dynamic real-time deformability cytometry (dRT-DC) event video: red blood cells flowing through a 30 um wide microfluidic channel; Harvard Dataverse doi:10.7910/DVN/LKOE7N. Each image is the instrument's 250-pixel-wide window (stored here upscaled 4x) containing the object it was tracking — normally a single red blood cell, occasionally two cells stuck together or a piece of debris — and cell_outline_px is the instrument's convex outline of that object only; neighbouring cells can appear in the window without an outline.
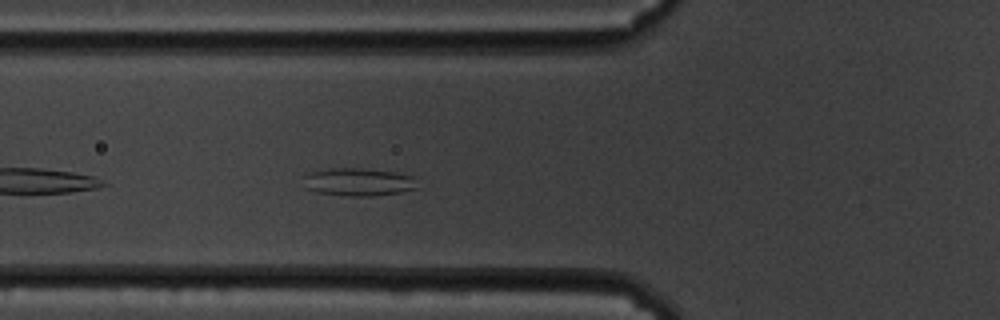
{"species": "common noctule bat (a hibernating species)", "species_latin": "Nyctalus noctula", "temperature_condition": "cold", "stored_images_in_passage": 44, "camera_frame_rate_fps": 3000, "um_per_image_px": 0.085, "animal": {"sex": "male", "body_mass_g": 19.5, "forearm_length_mm": 54.6}, "frame": {"image": 1, "passage_image": 5, "time_ms": 1.333, "image_size_px": [1000, 320], "cell_outline_px": [[420, 188], [400, 192], [372, 196], [348, 196], [316, 192], [304, 188], [304, 176], [312, 172], [328, 168], [364, 168], [396, 172], [412, 176]], "centroid_in_image_um": [30.47, 15.47], "position_along_channel_um": 95.3, "area_um2": 18.67}}
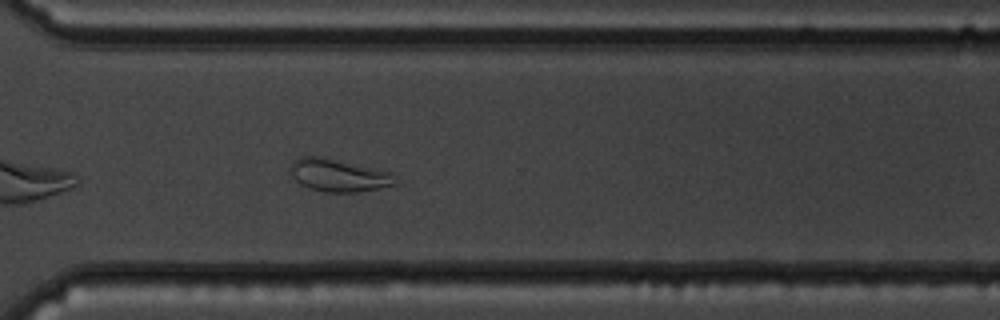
{"frame": {"image": 2, "passage_image": 27, "time_ms": 8.667, "image_size_px": [1000, 320], "cell_outline_px": [[396, 184], [380, 188], [356, 192], [324, 192], [308, 188], [300, 184], [288, 172], [288, 168], [292, 160], [300, 156], [316, 156], [392, 172]], "centroid_in_image_um": [28.7, 14.91], "position_along_channel_um": 341.9, "area_um2": 19.88}}
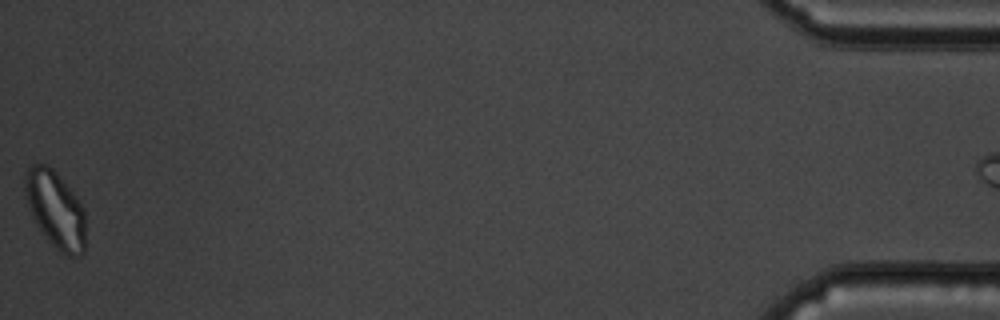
{"frame": {"image": 3, "passage_image": 43, "time_ms": 14.0, "image_size_px": [1000, 320], "cell_outline_px": [[84, 252], [80, 256], [68, 256], [56, 248], [52, 244], [40, 228], [32, 216], [24, 192], [24, 176], [28, 168], [32, 164], [48, 164], [56, 172], [76, 196], [84, 208]], "centroid_in_image_um": [4.71, 17.77], "position_along_channel_um": 430.5, "area_um2": 26.88}}